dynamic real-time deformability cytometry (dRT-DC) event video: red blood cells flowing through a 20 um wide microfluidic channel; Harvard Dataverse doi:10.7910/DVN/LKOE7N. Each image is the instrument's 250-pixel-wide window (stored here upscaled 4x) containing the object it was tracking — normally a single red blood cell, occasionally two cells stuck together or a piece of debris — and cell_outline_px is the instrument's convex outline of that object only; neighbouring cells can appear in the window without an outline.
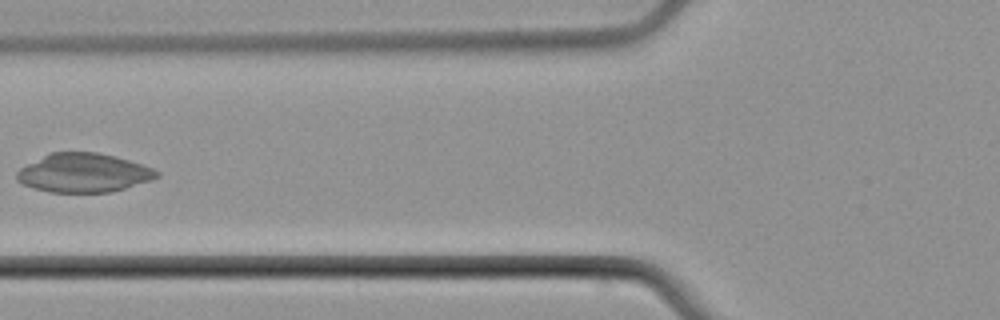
{"species": "common noctule bat (a hibernating species)", "species_latin": "Nyctalus noctula", "temperature_condition": "cold", "stored_images_in_passage": 5, "camera_frame_rate_fps": 3000, "um_per_image_px": 0.085, "animal": {"sex": "male", "body_mass_g": 21.5, "forearm_length_mm": 52.0}, "frame": {"image": 1, "passage_image": 5, "time_ms": 5.333, "image_size_px": [1000, 320], "cell_outline_px": [[160, 176], [152, 180], [112, 192], [52, 192], [32, 188], [16, 180], [16, 172], [20, 168], [52, 152], [96, 152], [116, 156], [152, 168], [160, 172]], "centroid_in_image_um": [7.12, 14.7], "position_along_channel_um": 118.7, "area_um2": 31.56}}